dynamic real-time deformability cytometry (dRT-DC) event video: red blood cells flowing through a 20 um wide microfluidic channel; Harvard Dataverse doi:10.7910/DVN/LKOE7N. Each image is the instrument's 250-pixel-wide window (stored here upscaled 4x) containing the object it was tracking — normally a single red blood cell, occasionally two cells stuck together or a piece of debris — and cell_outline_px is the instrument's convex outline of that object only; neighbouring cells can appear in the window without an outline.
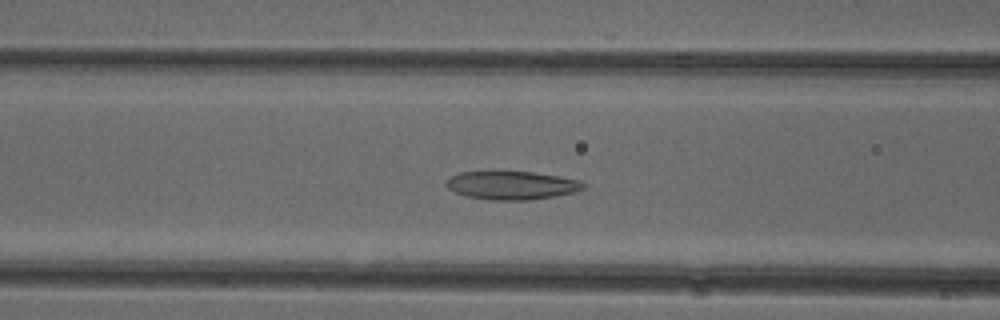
{"species": "common noctule bat (a hibernating species)", "species_latin": "Nyctalus noctula", "temperature_condition": "cold", "stored_images_in_passage": 52, "camera_frame_rate_fps": 3000, "um_per_image_px": 0.085, "animal": {"sex": "female"}, "frame": {"image": 1, "passage_image": 21, "time_ms": 6.667, "image_size_px": [1000, 320], "cell_outline_px": [[584, 188], [572, 192], [552, 196], [528, 200], [488, 200], [464, 196], [448, 188], [444, 184], [452, 176], [460, 172], [532, 172], [580, 180], [584, 184]], "centroid_in_image_um": [43.45, 15.76], "position_along_channel_um": 123.2, "area_um2": 22.31}}
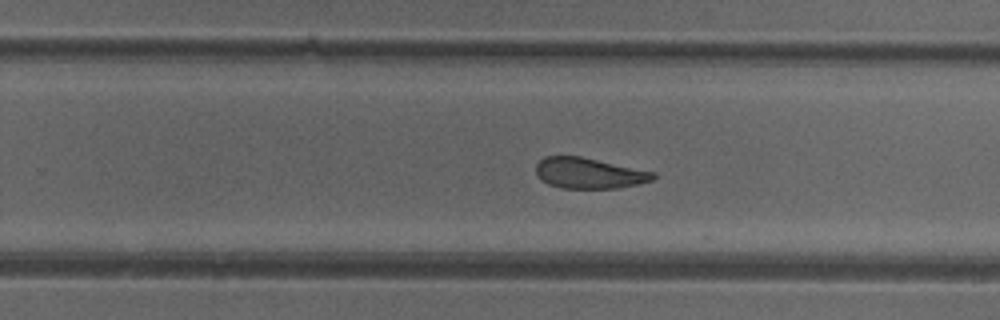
{"frame": {"image": 2, "passage_image": 33, "time_ms": 10.667, "image_size_px": [1000, 320], "cell_outline_px": [[656, 176], [652, 180], [636, 184], [616, 188], [560, 188], [548, 184], [540, 180], [536, 176], [536, 164], [544, 156], [580, 156], [656, 172]], "centroid_in_image_um": [50.03, 14.71], "position_along_channel_um": 279.8, "area_um2": 21.04}}
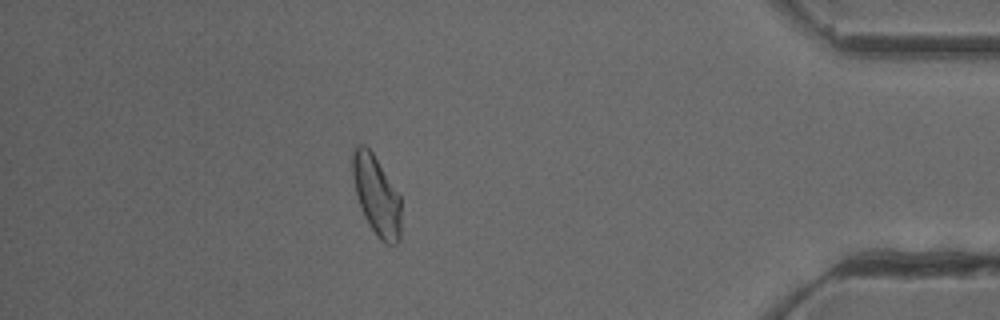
{"frame": {"image": 3, "passage_image": 46, "time_ms": 15.0, "image_size_px": [1000, 320], "cell_outline_px": [[400, 240], [396, 244], [384, 244], [376, 236], [368, 224], [360, 208], [356, 196], [352, 176], [352, 148], [356, 144], [364, 144], [372, 152], [400, 196]], "centroid_in_image_um": [31.97, 16.62], "position_along_channel_um": 403.2, "area_um2": 22.72}, "authors_computed_cell_mechanics": {"area_um2": 23.409, "velocity_mm_per_s": 3.9272, "shape_relaxation_time_tau1_ms": null, "shape_relaxation_time_tau2_ms": 3.0737, "deformation_change_tau1": null, "deformation_change_tau2": 0.1005}}